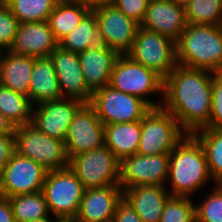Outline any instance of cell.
Wrapping results in <instances>:
<instances>
[{
    "label": "cell",
    "mask_w": 222,
    "mask_h": 222,
    "mask_svg": "<svg viewBox=\"0 0 222 222\" xmlns=\"http://www.w3.org/2000/svg\"><path fill=\"white\" fill-rule=\"evenodd\" d=\"M113 89L137 96L144 100L151 108H160L163 101L164 79L154 70L146 68L135 62L126 54H120L117 58L109 82ZM162 98L154 102L148 96L154 94ZM148 95V96H147Z\"/></svg>",
    "instance_id": "cell-4"
},
{
    "label": "cell",
    "mask_w": 222,
    "mask_h": 222,
    "mask_svg": "<svg viewBox=\"0 0 222 222\" xmlns=\"http://www.w3.org/2000/svg\"><path fill=\"white\" fill-rule=\"evenodd\" d=\"M14 133H15V127L0 111V134H14Z\"/></svg>",
    "instance_id": "cell-40"
},
{
    "label": "cell",
    "mask_w": 222,
    "mask_h": 222,
    "mask_svg": "<svg viewBox=\"0 0 222 222\" xmlns=\"http://www.w3.org/2000/svg\"><path fill=\"white\" fill-rule=\"evenodd\" d=\"M84 191L69 166L47 171L42 188L49 214L54 217H76Z\"/></svg>",
    "instance_id": "cell-9"
},
{
    "label": "cell",
    "mask_w": 222,
    "mask_h": 222,
    "mask_svg": "<svg viewBox=\"0 0 222 222\" xmlns=\"http://www.w3.org/2000/svg\"><path fill=\"white\" fill-rule=\"evenodd\" d=\"M47 216V217H43V218H40V219H36V220H32V221H28V222H53V219H54V216Z\"/></svg>",
    "instance_id": "cell-43"
},
{
    "label": "cell",
    "mask_w": 222,
    "mask_h": 222,
    "mask_svg": "<svg viewBox=\"0 0 222 222\" xmlns=\"http://www.w3.org/2000/svg\"><path fill=\"white\" fill-rule=\"evenodd\" d=\"M58 77L59 89L63 98H73L90 103L92 92L87 88L78 53L58 46L50 55Z\"/></svg>",
    "instance_id": "cell-16"
},
{
    "label": "cell",
    "mask_w": 222,
    "mask_h": 222,
    "mask_svg": "<svg viewBox=\"0 0 222 222\" xmlns=\"http://www.w3.org/2000/svg\"><path fill=\"white\" fill-rule=\"evenodd\" d=\"M19 21L12 14L10 8L0 1V51L9 50L12 46Z\"/></svg>",
    "instance_id": "cell-34"
},
{
    "label": "cell",
    "mask_w": 222,
    "mask_h": 222,
    "mask_svg": "<svg viewBox=\"0 0 222 222\" xmlns=\"http://www.w3.org/2000/svg\"><path fill=\"white\" fill-rule=\"evenodd\" d=\"M209 181L204 149L192 134H186L169 153V193L171 196L192 197Z\"/></svg>",
    "instance_id": "cell-2"
},
{
    "label": "cell",
    "mask_w": 222,
    "mask_h": 222,
    "mask_svg": "<svg viewBox=\"0 0 222 222\" xmlns=\"http://www.w3.org/2000/svg\"><path fill=\"white\" fill-rule=\"evenodd\" d=\"M185 19L187 24L222 25V0H190Z\"/></svg>",
    "instance_id": "cell-31"
},
{
    "label": "cell",
    "mask_w": 222,
    "mask_h": 222,
    "mask_svg": "<svg viewBox=\"0 0 222 222\" xmlns=\"http://www.w3.org/2000/svg\"><path fill=\"white\" fill-rule=\"evenodd\" d=\"M15 151V134H0V168L11 160Z\"/></svg>",
    "instance_id": "cell-38"
},
{
    "label": "cell",
    "mask_w": 222,
    "mask_h": 222,
    "mask_svg": "<svg viewBox=\"0 0 222 222\" xmlns=\"http://www.w3.org/2000/svg\"><path fill=\"white\" fill-rule=\"evenodd\" d=\"M15 222H28L49 216L47 203L42 191L8 198Z\"/></svg>",
    "instance_id": "cell-29"
},
{
    "label": "cell",
    "mask_w": 222,
    "mask_h": 222,
    "mask_svg": "<svg viewBox=\"0 0 222 222\" xmlns=\"http://www.w3.org/2000/svg\"><path fill=\"white\" fill-rule=\"evenodd\" d=\"M69 168L85 190L120 185V160L105 145L69 159Z\"/></svg>",
    "instance_id": "cell-7"
},
{
    "label": "cell",
    "mask_w": 222,
    "mask_h": 222,
    "mask_svg": "<svg viewBox=\"0 0 222 222\" xmlns=\"http://www.w3.org/2000/svg\"><path fill=\"white\" fill-rule=\"evenodd\" d=\"M102 44L97 20L92 10L82 19L72 32L59 42V46L63 49L75 53H80L91 47Z\"/></svg>",
    "instance_id": "cell-26"
},
{
    "label": "cell",
    "mask_w": 222,
    "mask_h": 222,
    "mask_svg": "<svg viewBox=\"0 0 222 222\" xmlns=\"http://www.w3.org/2000/svg\"><path fill=\"white\" fill-rule=\"evenodd\" d=\"M32 109L33 105L26 95L0 85V111L14 127L30 124Z\"/></svg>",
    "instance_id": "cell-28"
},
{
    "label": "cell",
    "mask_w": 222,
    "mask_h": 222,
    "mask_svg": "<svg viewBox=\"0 0 222 222\" xmlns=\"http://www.w3.org/2000/svg\"><path fill=\"white\" fill-rule=\"evenodd\" d=\"M141 121L104 125V145L121 161L137 154Z\"/></svg>",
    "instance_id": "cell-24"
},
{
    "label": "cell",
    "mask_w": 222,
    "mask_h": 222,
    "mask_svg": "<svg viewBox=\"0 0 222 222\" xmlns=\"http://www.w3.org/2000/svg\"><path fill=\"white\" fill-rule=\"evenodd\" d=\"M103 45L119 54H126L132 46L140 26L110 2L92 8Z\"/></svg>",
    "instance_id": "cell-11"
},
{
    "label": "cell",
    "mask_w": 222,
    "mask_h": 222,
    "mask_svg": "<svg viewBox=\"0 0 222 222\" xmlns=\"http://www.w3.org/2000/svg\"><path fill=\"white\" fill-rule=\"evenodd\" d=\"M172 1H174L178 5H182L183 7H185L190 0H172Z\"/></svg>",
    "instance_id": "cell-44"
},
{
    "label": "cell",
    "mask_w": 222,
    "mask_h": 222,
    "mask_svg": "<svg viewBox=\"0 0 222 222\" xmlns=\"http://www.w3.org/2000/svg\"><path fill=\"white\" fill-rule=\"evenodd\" d=\"M122 199L120 185L86 189L76 217L80 222H113L117 204Z\"/></svg>",
    "instance_id": "cell-19"
},
{
    "label": "cell",
    "mask_w": 222,
    "mask_h": 222,
    "mask_svg": "<svg viewBox=\"0 0 222 222\" xmlns=\"http://www.w3.org/2000/svg\"><path fill=\"white\" fill-rule=\"evenodd\" d=\"M193 197L171 196L162 211L159 222H195Z\"/></svg>",
    "instance_id": "cell-32"
},
{
    "label": "cell",
    "mask_w": 222,
    "mask_h": 222,
    "mask_svg": "<svg viewBox=\"0 0 222 222\" xmlns=\"http://www.w3.org/2000/svg\"><path fill=\"white\" fill-rule=\"evenodd\" d=\"M168 169L169 153L128 156L120 161V187L125 190L141 185L165 186Z\"/></svg>",
    "instance_id": "cell-12"
},
{
    "label": "cell",
    "mask_w": 222,
    "mask_h": 222,
    "mask_svg": "<svg viewBox=\"0 0 222 222\" xmlns=\"http://www.w3.org/2000/svg\"><path fill=\"white\" fill-rule=\"evenodd\" d=\"M140 26L176 42L187 26L185 7L172 0H150Z\"/></svg>",
    "instance_id": "cell-18"
},
{
    "label": "cell",
    "mask_w": 222,
    "mask_h": 222,
    "mask_svg": "<svg viewBox=\"0 0 222 222\" xmlns=\"http://www.w3.org/2000/svg\"><path fill=\"white\" fill-rule=\"evenodd\" d=\"M47 170L15 151L2 168L0 196L4 198L42 191Z\"/></svg>",
    "instance_id": "cell-13"
},
{
    "label": "cell",
    "mask_w": 222,
    "mask_h": 222,
    "mask_svg": "<svg viewBox=\"0 0 222 222\" xmlns=\"http://www.w3.org/2000/svg\"><path fill=\"white\" fill-rule=\"evenodd\" d=\"M178 121L162 107L151 108L141 120V137L137 154L170 153L185 137Z\"/></svg>",
    "instance_id": "cell-6"
},
{
    "label": "cell",
    "mask_w": 222,
    "mask_h": 222,
    "mask_svg": "<svg viewBox=\"0 0 222 222\" xmlns=\"http://www.w3.org/2000/svg\"><path fill=\"white\" fill-rule=\"evenodd\" d=\"M192 135L204 149L212 181L222 184V129L203 128Z\"/></svg>",
    "instance_id": "cell-27"
},
{
    "label": "cell",
    "mask_w": 222,
    "mask_h": 222,
    "mask_svg": "<svg viewBox=\"0 0 222 222\" xmlns=\"http://www.w3.org/2000/svg\"><path fill=\"white\" fill-rule=\"evenodd\" d=\"M213 73L177 64L164 79L162 108L186 134L206 128L211 116Z\"/></svg>",
    "instance_id": "cell-1"
},
{
    "label": "cell",
    "mask_w": 222,
    "mask_h": 222,
    "mask_svg": "<svg viewBox=\"0 0 222 222\" xmlns=\"http://www.w3.org/2000/svg\"><path fill=\"white\" fill-rule=\"evenodd\" d=\"M175 47L177 64L220 73L222 25L187 24Z\"/></svg>",
    "instance_id": "cell-3"
},
{
    "label": "cell",
    "mask_w": 222,
    "mask_h": 222,
    "mask_svg": "<svg viewBox=\"0 0 222 222\" xmlns=\"http://www.w3.org/2000/svg\"><path fill=\"white\" fill-rule=\"evenodd\" d=\"M53 222H80L77 217H54Z\"/></svg>",
    "instance_id": "cell-42"
},
{
    "label": "cell",
    "mask_w": 222,
    "mask_h": 222,
    "mask_svg": "<svg viewBox=\"0 0 222 222\" xmlns=\"http://www.w3.org/2000/svg\"><path fill=\"white\" fill-rule=\"evenodd\" d=\"M91 10L92 8L85 4L60 0L47 20L55 39L60 42Z\"/></svg>",
    "instance_id": "cell-25"
},
{
    "label": "cell",
    "mask_w": 222,
    "mask_h": 222,
    "mask_svg": "<svg viewBox=\"0 0 222 222\" xmlns=\"http://www.w3.org/2000/svg\"><path fill=\"white\" fill-rule=\"evenodd\" d=\"M70 1L85 4V5L93 8L95 6H98V5H101L103 3L109 2L110 0H70Z\"/></svg>",
    "instance_id": "cell-41"
},
{
    "label": "cell",
    "mask_w": 222,
    "mask_h": 222,
    "mask_svg": "<svg viewBox=\"0 0 222 222\" xmlns=\"http://www.w3.org/2000/svg\"><path fill=\"white\" fill-rule=\"evenodd\" d=\"M83 104L73 98L41 102L33 106L31 124L47 136L64 141L74 114Z\"/></svg>",
    "instance_id": "cell-15"
},
{
    "label": "cell",
    "mask_w": 222,
    "mask_h": 222,
    "mask_svg": "<svg viewBox=\"0 0 222 222\" xmlns=\"http://www.w3.org/2000/svg\"><path fill=\"white\" fill-rule=\"evenodd\" d=\"M126 55L154 70L163 79L177 65L175 42L141 26L138 27L134 42Z\"/></svg>",
    "instance_id": "cell-8"
},
{
    "label": "cell",
    "mask_w": 222,
    "mask_h": 222,
    "mask_svg": "<svg viewBox=\"0 0 222 222\" xmlns=\"http://www.w3.org/2000/svg\"><path fill=\"white\" fill-rule=\"evenodd\" d=\"M206 128L222 129V75L213 73L211 116Z\"/></svg>",
    "instance_id": "cell-35"
},
{
    "label": "cell",
    "mask_w": 222,
    "mask_h": 222,
    "mask_svg": "<svg viewBox=\"0 0 222 222\" xmlns=\"http://www.w3.org/2000/svg\"><path fill=\"white\" fill-rule=\"evenodd\" d=\"M168 187L141 185L123 190V198L135 209L142 222H159L171 197Z\"/></svg>",
    "instance_id": "cell-21"
},
{
    "label": "cell",
    "mask_w": 222,
    "mask_h": 222,
    "mask_svg": "<svg viewBox=\"0 0 222 222\" xmlns=\"http://www.w3.org/2000/svg\"><path fill=\"white\" fill-rule=\"evenodd\" d=\"M60 0H3L19 23L47 21Z\"/></svg>",
    "instance_id": "cell-30"
},
{
    "label": "cell",
    "mask_w": 222,
    "mask_h": 222,
    "mask_svg": "<svg viewBox=\"0 0 222 222\" xmlns=\"http://www.w3.org/2000/svg\"><path fill=\"white\" fill-rule=\"evenodd\" d=\"M214 186L204 200L194 203L195 222H222V184Z\"/></svg>",
    "instance_id": "cell-33"
},
{
    "label": "cell",
    "mask_w": 222,
    "mask_h": 222,
    "mask_svg": "<svg viewBox=\"0 0 222 222\" xmlns=\"http://www.w3.org/2000/svg\"><path fill=\"white\" fill-rule=\"evenodd\" d=\"M16 152L34 160L47 171L69 166L64 141L47 136L34 125L15 127Z\"/></svg>",
    "instance_id": "cell-5"
},
{
    "label": "cell",
    "mask_w": 222,
    "mask_h": 222,
    "mask_svg": "<svg viewBox=\"0 0 222 222\" xmlns=\"http://www.w3.org/2000/svg\"><path fill=\"white\" fill-rule=\"evenodd\" d=\"M104 125L141 121L151 107L141 98L107 85L92 93L89 103Z\"/></svg>",
    "instance_id": "cell-10"
},
{
    "label": "cell",
    "mask_w": 222,
    "mask_h": 222,
    "mask_svg": "<svg viewBox=\"0 0 222 222\" xmlns=\"http://www.w3.org/2000/svg\"><path fill=\"white\" fill-rule=\"evenodd\" d=\"M0 222H15L13 210L8 198L0 196Z\"/></svg>",
    "instance_id": "cell-39"
},
{
    "label": "cell",
    "mask_w": 222,
    "mask_h": 222,
    "mask_svg": "<svg viewBox=\"0 0 222 222\" xmlns=\"http://www.w3.org/2000/svg\"><path fill=\"white\" fill-rule=\"evenodd\" d=\"M35 58L0 51V85L29 98V86Z\"/></svg>",
    "instance_id": "cell-22"
},
{
    "label": "cell",
    "mask_w": 222,
    "mask_h": 222,
    "mask_svg": "<svg viewBox=\"0 0 222 222\" xmlns=\"http://www.w3.org/2000/svg\"><path fill=\"white\" fill-rule=\"evenodd\" d=\"M1 182H2V168H0V192H1Z\"/></svg>",
    "instance_id": "cell-45"
},
{
    "label": "cell",
    "mask_w": 222,
    "mask_h": 222,
    "mask_svg": "<svg viewBox=\"0 0 222 222\" xmlns=\"http://www.w3.org/2000/svg\"><path fill=\"white\" fill-rule=\"evenodd\" d=\"M58 77L50 57L35 58L29 86V100L34 106L41 102L60 100Z\"/></svg>",
    "instance_id": "cell-23"
},
{
    "label": "cell",
    "mask_w": 222,
    "mask_h": 222,
    "mask_svg": "<svg viewBox=\"0 0 222 222\" xmlns=\"http://www.w3.org/2000/svg\"><path fill=\"white\" fill-rule=\"evenodd\" d=\"M64 143L68 159L104 145V124L89 103L74 114Z\"/></svg>",
    "instance_id": "cell-14"
},
{
    "label": "cell",
    "mask_w": 222,
    "mask_h": 222,
    "mask_svg": "<svg viewBox=\"0 0 222 222\" xmlns=\"http://www.w3.org/2000/svg\"><path fill=\"white\" fill-rule=\"evenodd\" d=\"M149 1L150 0H110L109 2L140 25L145 17Z\"/></svg>",
    "instance_id": "cell-36"
},
{
    "label": "cell",
    "mask_w": 222,
    "mask_h": 222,
    "mask_svg": "<svg viewBox=\"0 0 222 222\" xmlns=\"http://www.w3.org/2000/svg\"><path fill=\"white\" fill-rule=\"evenodd\" d=\"M59 46L47 21L19 23L9 51L34 58H46Z\"/></svg>",
    "instance_id": "cell-17"
},
{
    "label": "cell",
    "mask_w": 222,
    "mask_h": 222,
    "mask_svg": "<svg viewBox=\"0 0 222 222\" xmlns=\"http://www.w3.org/2000/svg\"><path fill=\"white\" fill-rule=\"evenodd\" d=\"M113 222H142L135 209L123 198L116 207Z\"/></svg>",
    "instance_id": "cell-37"
},
{
    "label": "cell",
    "mask_w": 222,
    "mask_h": 222,
    "mask_svg": "<svg viewBox=\"0 0 222 222\" xmlns=\"http://www.w3.org/2000/svg\"><path fill=\"white\" fill-rule=\"evenodd\" d=\"M119 53L105 45H97L78 53L87 88L93 93L109 85Z\"/></svg>",
    "instance_id": "cell-20"
}]
</instances>
